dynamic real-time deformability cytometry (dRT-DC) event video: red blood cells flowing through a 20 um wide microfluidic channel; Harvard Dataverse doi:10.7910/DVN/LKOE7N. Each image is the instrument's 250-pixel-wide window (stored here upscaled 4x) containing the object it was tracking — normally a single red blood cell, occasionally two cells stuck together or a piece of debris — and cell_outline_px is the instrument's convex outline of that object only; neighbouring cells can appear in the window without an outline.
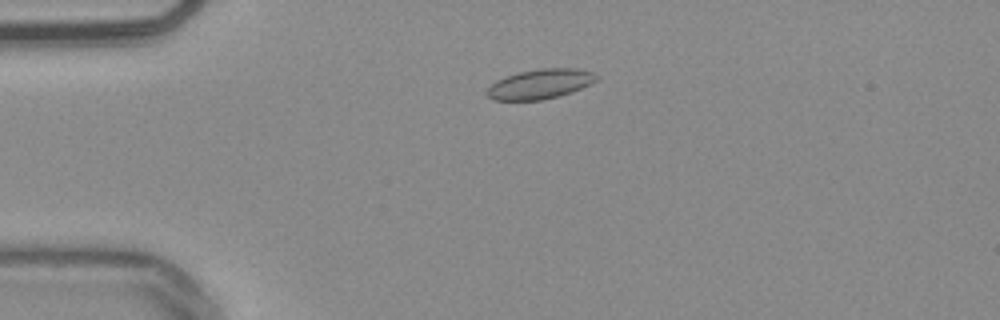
{"species": "common noctule bat (a hibernating species)", "species_latin": "Nyctalus noctula", "temperature_condition": "warm", "stored_images_in_passage": 51, "camera_frame_rate_fps": 3000, "um_per_image_px": 0.085, "animal": {"sex": "male", "body_mass_g": 20.4}, "frame": {"image": 1, "passage_image": 10, "time_ms": 3.0, "image_size_px": [1000, 320], "cell_outline_px": [[596, 80], [572, 92], [560, 96], [540, 100], [492, 100], [484, 92], [496, 80], [504, 76], [520, 72], [540, 68], [576, 68], [592, 72], [596, 76]], "centroid_in_image_um": [45.85, 7.14], "position_along_channel_um": 39.1, "area_um2": 18.9}}
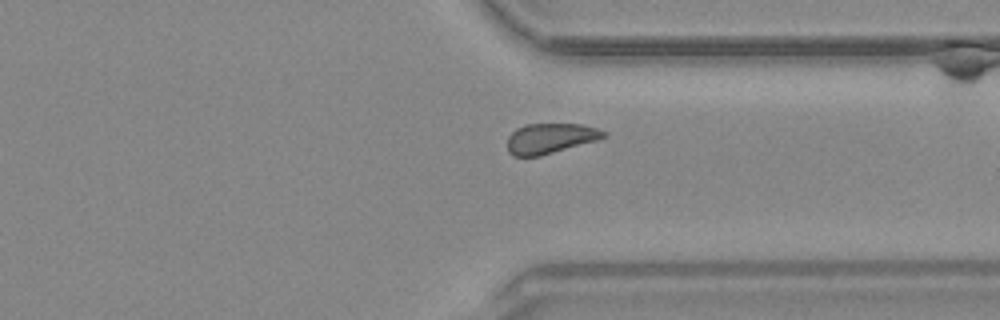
{"frame": {"image": 2, "passage_image": 38, "time_ms": 12.333, "image_size_px": [1000, 320], "cell_outline_px": [[604, 136], [596, 140], [540, 156], [512, 156], [508, 152], [508, 136], [516, 128], [524, 124], [580, 124], [596, 128], [604, 132]], "centroid_in_image_um": [46.7, 11.76], "position_along_channel_um": 364.7, "area_um2": 16.7}}
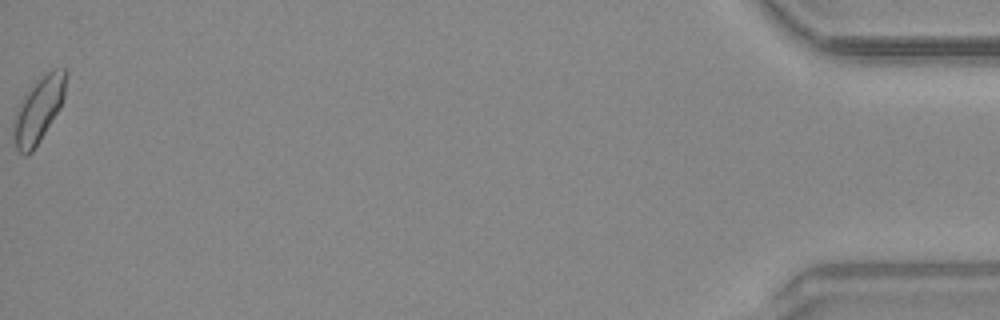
{"frame": {"image": 3, "passage_image": 51, "time_ms": 16.667, "image_size_px": [1000, 320], "cell_outline_px": [[68, 72], [64, 96], [60, 108], [40, 140], [32, 152], [24, 156], [16, 148], [12, 136], [12, 120], [16, 108], [28, 88], [44, 72], [52, 68], [64, 68]], "centroid_in_image_um": [3.25, 9.29], "position_along_channel_um": 431.9, "area_um2": 20.52}, "authors_computed_cell_mechanics": {"area_um2": 17.8024, "velocity_mm_per_s": 3.8211, "shape_relaxation_time_tau1_ms": 6.3948, "shape_relaxation_time_tau2_ms": null, "deformation_change_tau1": 0.0627, "deformation_change_tau2": null}}